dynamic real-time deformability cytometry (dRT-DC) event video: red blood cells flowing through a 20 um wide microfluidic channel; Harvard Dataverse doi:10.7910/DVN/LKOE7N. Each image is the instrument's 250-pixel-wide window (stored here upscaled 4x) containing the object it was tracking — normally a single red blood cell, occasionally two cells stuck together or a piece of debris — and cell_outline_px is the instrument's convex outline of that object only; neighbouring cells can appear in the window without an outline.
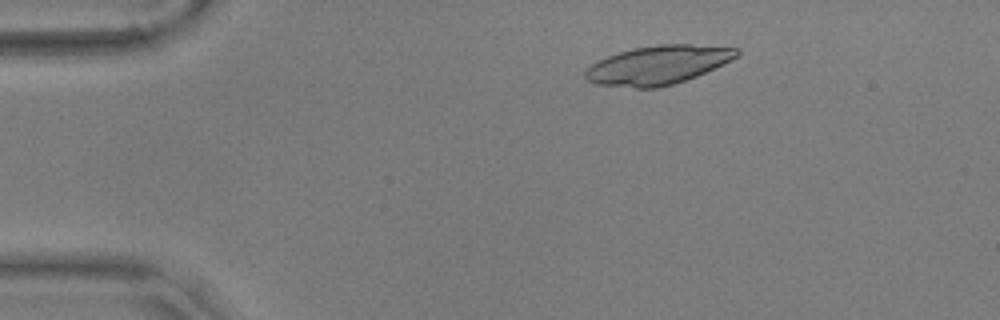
{"species": "common noctule bat (a hibernating species)", "species_latin": "Nyctalus noctula", "temperature_condition": "warm", "stored_images_in_passage": 53, "camera_frame_rate_fps": 3000, "um_per_image_px": 0.085, "animal": {"sex": "male", "body_mass_g": 17.9, "forearm_length_mm": 54.2}, "frame": {"image": 1, "passage_image": 7, "time_ms": 2.0, "image_size_px": [1000, 320], "cell_outline_px": [[740, 52], [736, 56], [696, 76], [672, 84], [656, 88], [636, 88], [596, 84], [584, 80], [584, 72], [592, 64], [608, 56], [620, 52], [636, 48], [660, 44], [692, 44], [740, 48]], "centroid_in_image_um": [55.88, 5.53], "position_along_channel_um": 29.1, "area_um2": 33.7}}